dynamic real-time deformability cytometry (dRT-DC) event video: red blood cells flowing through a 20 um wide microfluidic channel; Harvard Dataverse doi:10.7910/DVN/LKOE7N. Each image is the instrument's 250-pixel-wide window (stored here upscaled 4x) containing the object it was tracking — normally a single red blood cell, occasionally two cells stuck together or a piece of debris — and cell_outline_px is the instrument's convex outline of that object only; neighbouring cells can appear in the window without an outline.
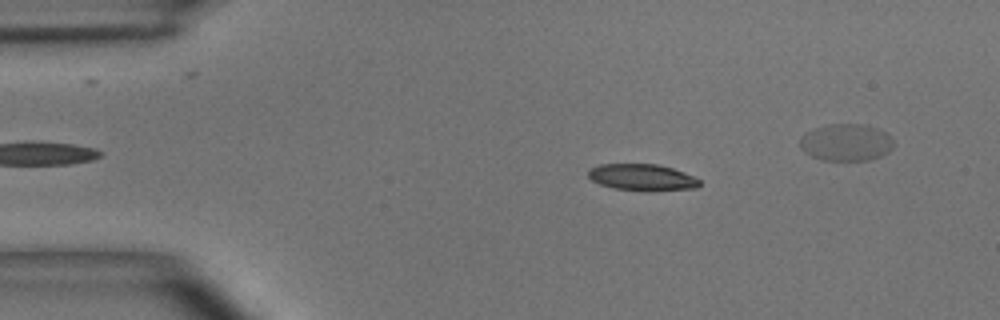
{"species": "common noctule bat (a hibernating species)", "species_latin": "Nyctalus noctula", "temperature_condition": "room temperature", "stored_images_in_passage": 44, "segment_of_instrument_passage": [1, 2], "camera_frame_rate_fps": 3000, "um_per_image_px": 0.085, "animal": {"sex": "male", "body_mass_g": 15.6}, "frame": {"image": 1, "passage_image": 9, "time_ms": 2.667, "image_size_px": [1000, 320], "cell_outline_px": [[700, 184], [696, 188], [648, 192], [612, 188], [600, 184], [592, 180], [588, 176], [588, 172], [592, 168], [600, 164], [656, 164], [672, 168], [684, 172], [700, 180]], "centroid_in_image_um": [54.59, 15.09], "position_along_channel_um": 30.4, "area_um2": 17.34}}
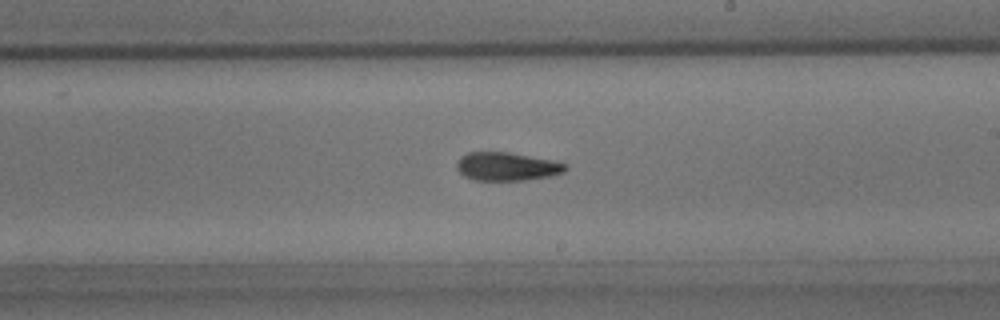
{"frame": {"image": 2, "passage_image": 29, "time_ms": 9.333, "image_size_px": [1000, 320], "cell_outline_px": [[568, 168], [564, 172], [548, 176], [524, 180], [476, 180], [464, 176], [456, 168], [456, 164], [460, 156], [468, 152], [508, 152], [552, 160], [568, 164]], "centroid_in_image_um": [43.07, 14.14], "position_along_channel_um": 245.9, "area_um2": 17.92}}
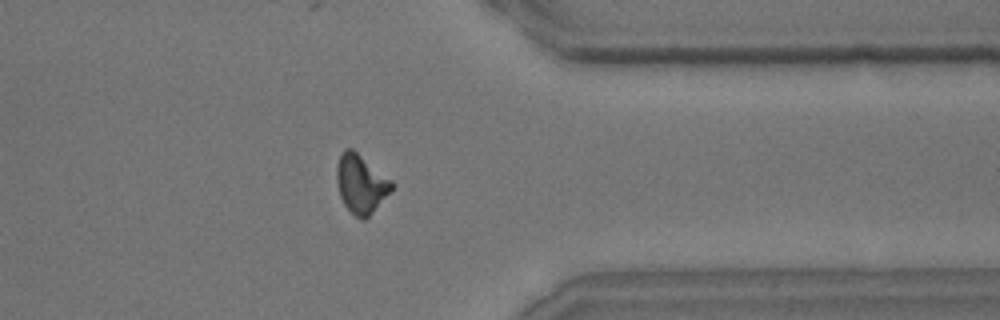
{"frame": {"image": 3, "passage_image": 40, "time_ms": 13.0, "image_size_px": [1000, 320], "cell_outline_px": [[392, 188], [372, 212], [364, 220], [356, 216], [344, 204], [340, 196], [336, 180], [336, 168], [340, 156], [344, 148], [352, 148], [392, 180]], "centroid_in_image_um": [30.65, 15.59], "position_along_channel_um": 380.8, "area_um2": 18.38}}